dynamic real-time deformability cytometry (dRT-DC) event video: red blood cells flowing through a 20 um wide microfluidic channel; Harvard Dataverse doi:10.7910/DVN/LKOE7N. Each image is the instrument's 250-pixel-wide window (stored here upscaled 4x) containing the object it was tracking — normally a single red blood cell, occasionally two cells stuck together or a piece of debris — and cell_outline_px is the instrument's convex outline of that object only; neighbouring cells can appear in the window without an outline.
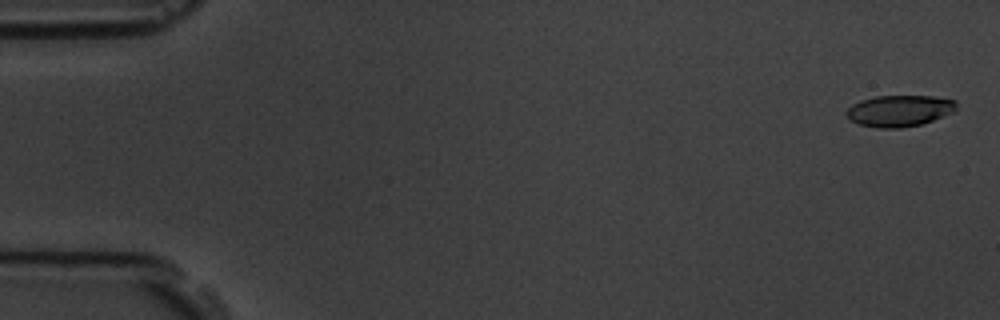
{"species": "common noctule bat (a hibernating species)", "species_latin": "Nyctalus noctula", "temperature_condition": "room temperature", "stored_images_in_passage": 6, "camera_frame_rate_fps": 3000, "um_per_image_px": 0.085, "animal": {"sex": "male", "body_mass_g": 19.5, "forearm_length_mm": 54.6}, "frame": {"image": 1, "passage_image": 1, "time_ms": 0.0, "image_size_px": [1000, 320], "cell_outline_px": [[956, 108], [952, 112], [932, 120], [920, 124], [900, 128], [876, 128], [860, 124], [852, 120], [844, 112], [852, 104], [860, 100], [876, 96], [932, 96], [956, 100]], "centroid_in_image_um": [76.42, 9.41], "position_along_channel_um": 8.6, "area_um2": 19.94}}